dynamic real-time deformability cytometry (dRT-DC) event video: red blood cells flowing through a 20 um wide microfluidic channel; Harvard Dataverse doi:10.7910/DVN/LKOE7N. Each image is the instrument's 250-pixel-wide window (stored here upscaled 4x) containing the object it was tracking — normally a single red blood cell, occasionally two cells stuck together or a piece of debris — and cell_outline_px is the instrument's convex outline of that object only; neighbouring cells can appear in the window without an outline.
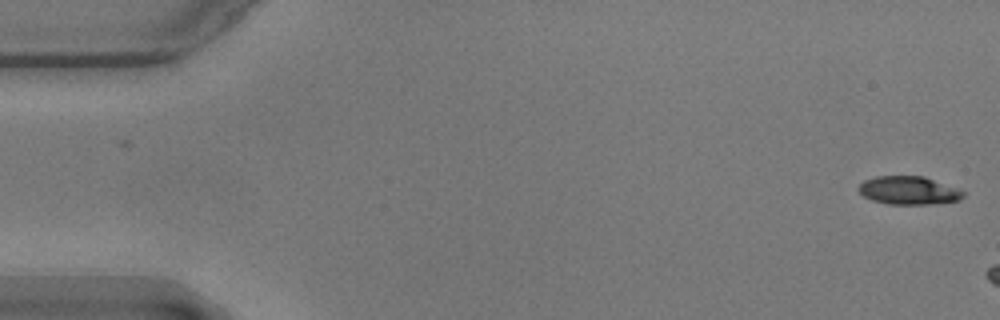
{"species": "common noctule bat (a hibernating species)", "species_latin": "Nyctalus noctula", "temperature_condition": "warm", "stored_images_in_passage": 6, "camera_frame_rate_fps": 3000, "um_per_image_px": 0.085, "animal": {"sex": "male", "body_mass_g": 17.9}, "frame": {"image": 1, "passage_image": 1, "time_ms": 0.0, "image_size_px": [1000, 320], "cell_outline_px": [[964, 196], [960, 200], [928, 204], [888, 204], [872, 200], [864, 196], [856, 188], [864, 180], [876, 176], [924, 176], [960, 188], [964, 192]], "centroid_in_image_um": [77.25, 16.18], "position_along_channel_um": 7.7, "area_um2": 17.34}}